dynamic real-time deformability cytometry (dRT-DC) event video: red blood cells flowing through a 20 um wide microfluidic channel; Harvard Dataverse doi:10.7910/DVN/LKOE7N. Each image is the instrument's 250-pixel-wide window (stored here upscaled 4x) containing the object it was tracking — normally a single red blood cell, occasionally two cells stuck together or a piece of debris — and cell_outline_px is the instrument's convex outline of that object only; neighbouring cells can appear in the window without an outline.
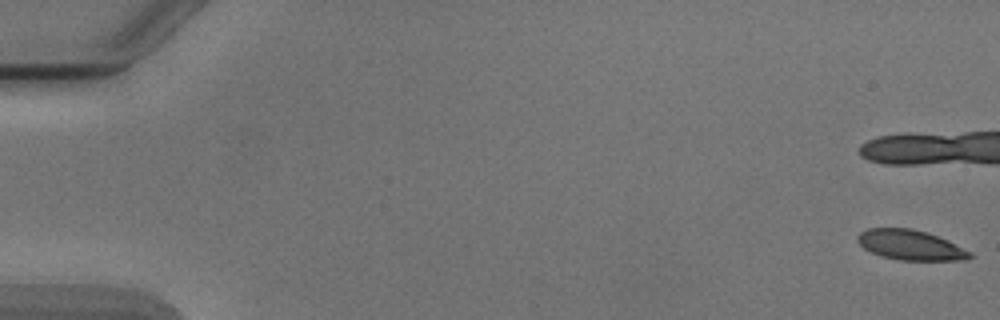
{"species": "Egyptian fruit bat (a non-hibernating species)", "species_latin": "Rousettus aegyptiacus", "temperature_condition": "cold", "stored_images_in_passage": 6, "camera_frame_rate_fps": 3000, "um_per_image_px": 0.085, "animal": {"sex": "male"}, "frame": {"image": 1, "passage_image": 1, "time_ms": 0.0, "image_size_px": [1000, 320], "cell_outline_px": [[976, 256], [968, 260], [900, 260], [880, 256], [864, 248], [856, 240], [856, 236], [860, 232], [868, 228], [912, 228], [928, 232], [948, 240], [972, 252]], "centroid_in_image_um": [77.43, 20.82], "position_along_channel_um": 7.6, "area_um2": 19.94}}